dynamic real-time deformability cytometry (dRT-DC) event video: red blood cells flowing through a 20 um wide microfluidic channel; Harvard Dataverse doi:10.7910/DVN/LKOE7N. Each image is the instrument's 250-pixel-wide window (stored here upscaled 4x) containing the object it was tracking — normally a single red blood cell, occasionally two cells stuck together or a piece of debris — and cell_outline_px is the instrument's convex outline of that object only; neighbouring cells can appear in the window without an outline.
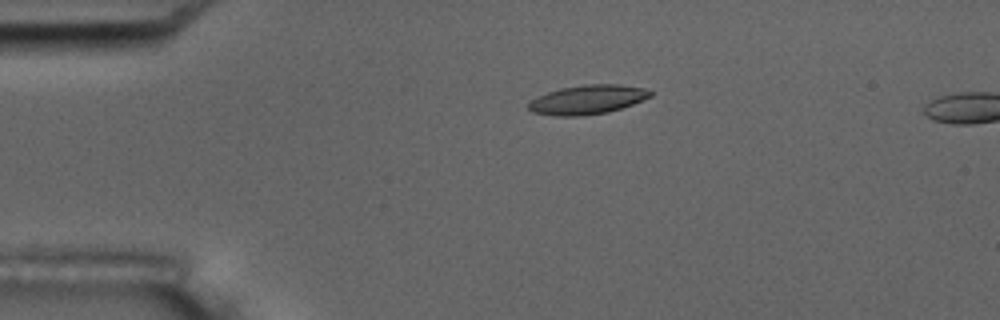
{"species": "common noctule bat (a hibernating species)", "species_latin": "Nyctalus noctula", "temperature_condition": "room temperature", "stored_images_in_passage": 6, "camera_frame_rate_fps": 3000, "um_per_image_px": 0.085, "animal": {"sex": "male", "body_mass_g": 17.5, "forearm_length_mm": 52.3}, "frame": {"image": 1, "passage_image": 6, "time_ms": 6.667, "image_size_px": [1000, 320], "cell_outline_px": [[652, 96], [632, 104], [608, 112], [580, 116], [556, 116], [532, 112], [528, 108], [528, 104], [532, 100], [548, 92], [560, 88], [584, 84], [620, 84], [640, 88], [652, 92]], "centroid_in_image_um": [49.92, 8.47], "position_along_channel_um": 35.1, "area_um2": 20.46}}